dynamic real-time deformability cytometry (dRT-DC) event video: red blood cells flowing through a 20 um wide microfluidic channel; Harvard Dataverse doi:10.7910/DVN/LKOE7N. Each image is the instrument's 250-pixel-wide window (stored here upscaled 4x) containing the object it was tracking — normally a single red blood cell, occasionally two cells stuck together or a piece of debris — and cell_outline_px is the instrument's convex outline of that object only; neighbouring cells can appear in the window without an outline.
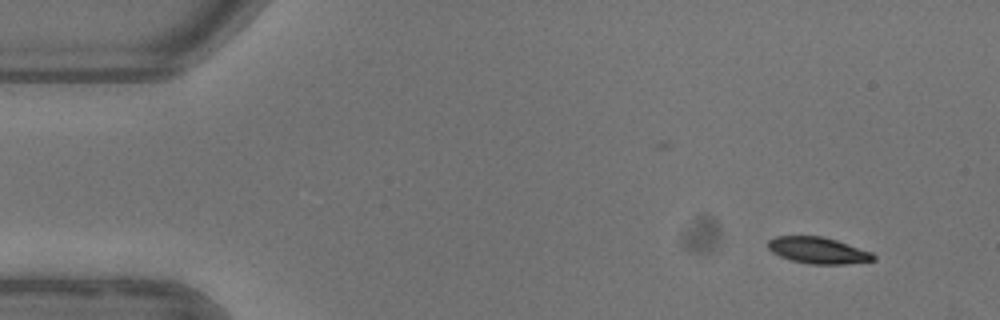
{"species": "common noctule bat (a hibernating species)", "species_latin": "Nyctalus noctula", "temperature_condition": "warm", "stored_images_in_passage": 5, "camera_frame_rate_fps": 3000, "um_per_image_px": 0.085, "animal": {"sex": "female"}, "frame": {"image": 1, "passage_image": 2, "time_ms": 2.0, "image_size_px": [1000, 320], "cell_outline_px": [[876, 260], [844, 264], [812, 264], [792, 260], [780, 256], [772, 252], [768, 248], [768, 240], [776, 236], [824, 236], [872, 252], [876, 256]], "centroid_in_image_um": [69.54, 21.28], "position_along_channel_um": 15.5, "area_um2": 16.18}}
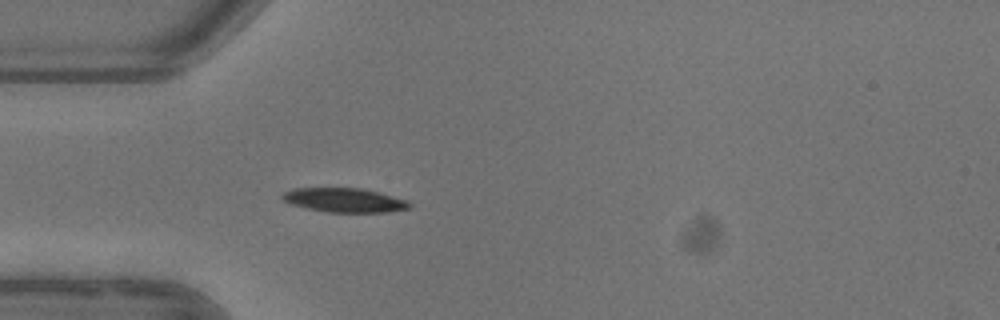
{"frame": {"image": 2, "passage_image": 5, "time_ms": 5.667, "image_size_px": [1000, 320], "cell_outline_px": [[412, 208], [388, 212], [328, 212], [288, 204], [280, 196], [284, 192], [292, 188], [360, 188], [380, 192], [408, 200], [412, 204]], "centroid_in_image_um": [29.3, 17.01], "position_along_channel_um": 55.7, "area_um2": 18.09}}